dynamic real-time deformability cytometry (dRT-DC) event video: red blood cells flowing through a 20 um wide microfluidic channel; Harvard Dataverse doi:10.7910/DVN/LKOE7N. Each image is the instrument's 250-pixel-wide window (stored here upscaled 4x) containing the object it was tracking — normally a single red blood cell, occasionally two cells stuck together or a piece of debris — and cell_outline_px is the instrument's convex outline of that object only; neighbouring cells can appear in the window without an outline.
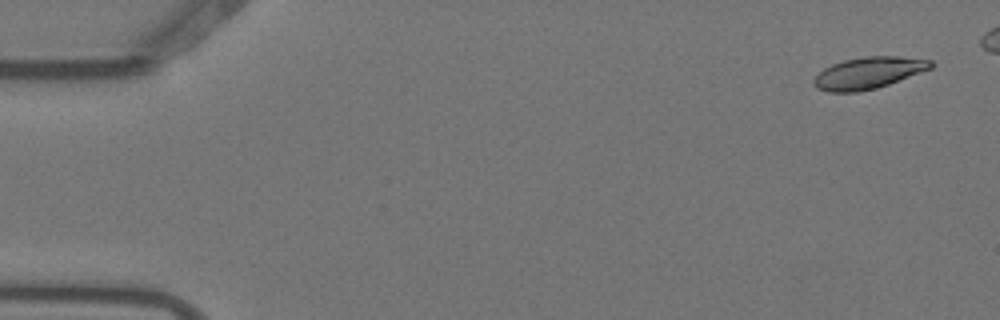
{"species": "Egyptian fruit bat (a non-hibernating species)", "species_latin": "Rousettus aegyptiacus", "temperature_condition": "warm", "stored_images_in_passage": 8, "camera_frame_rate_fps": 3000, "um_per_image_px": 0.085, "animal": {"sex": "female"}, "frame": {"image": 1, "passage_image": 1, "time_ms": 0.0, "image_size_px": [1000, 320], "cell_outline_px": [[932, 68], [888, 84], [876, 88], [856, 92], [828, 92], [816, 88], [812, 84], [812, 80], [824, 68], [832, 64], [844, 60], [868, 56], [900, 56], [932, 60]], "centroid_in_image_um": [73.79, 6.2], "position_along_channel_um": 11.2, "area_um2": 21.5}}
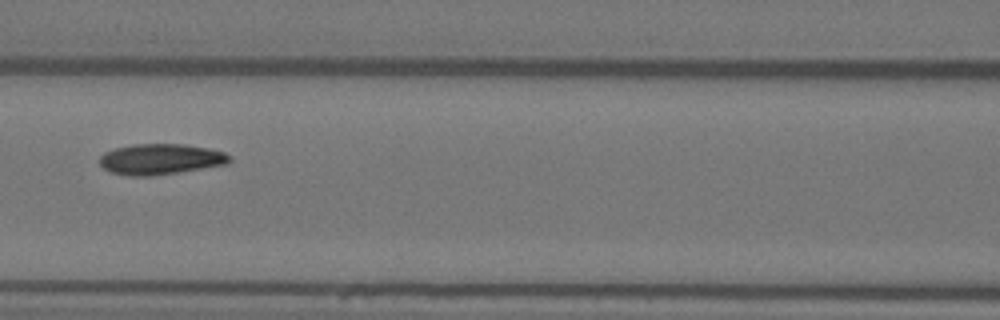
{"frame": {"image": 2, "passage_image": 7, "time_ms": 2.0, "image_size_px": [1000, 320], "cell_outline_px": [[232, 160], [228, 164], [152, 176], [132, 176], [112, 172], [104, 168], [100, 164], [100, 156], [104, 152], [116, 148], [132, 144], [184, 144], [208, 148], [224, 152]], "centroid_in_image_um": [13.65, 13.52], "position_along_channel_um": 153.0, "area_um2": 23.12}}
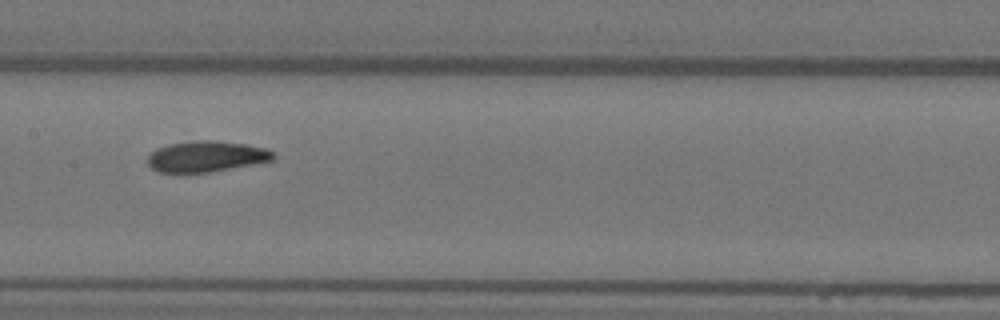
{"frame": {"image": 3, "passage_image": 8, "time_ms": 2.333, "image_size_px": [1000, 320], "cell_outline_px": [[276, 156], [272, 160], [252, 164], [208, 172], [180, 176], [156, 172], [148, 164], [148, 156], [156, 148], [168, 144], [200, 140], [216, 140], [248, 144], [268, 148]], "centroid_in_image_um": [17.47, 13.33], "position_along_channel_um": 189.9, "area_um2": 23.29}}